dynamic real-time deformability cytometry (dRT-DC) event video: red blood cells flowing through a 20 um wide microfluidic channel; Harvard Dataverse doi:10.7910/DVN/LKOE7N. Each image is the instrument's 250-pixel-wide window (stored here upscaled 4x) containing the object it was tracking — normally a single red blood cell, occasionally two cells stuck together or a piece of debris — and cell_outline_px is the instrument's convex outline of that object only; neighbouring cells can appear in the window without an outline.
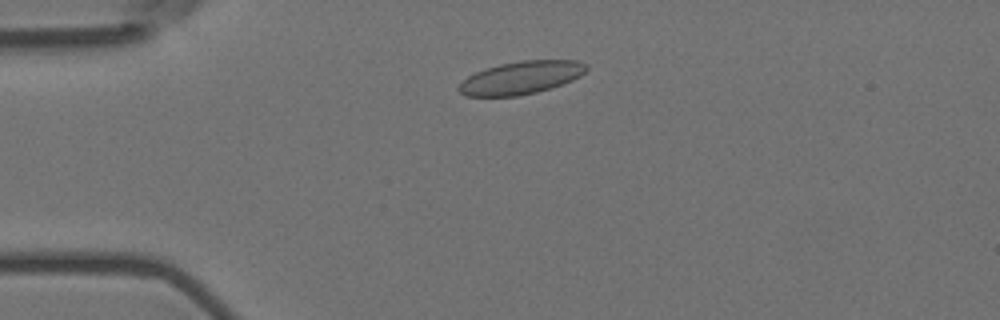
{"species": "Egyptian fruit bat (a non-hibernating species)", "species_latin": "Rousettus aegyptiacus", "temperature_condition": "room temperature", "stored_images_in_passage": 3, "camera_frame_rate_fps": 3000, "um_per_image_px": 0.085, "animal": {"sex": "female"}, "frame": {"image": 1, "passage_image": 3, "time_ms": 0.667, "image_size_px": [1000, 320], "cell_outline_px": [[588, 68], [580, 76], [572, 80], [552, 88], [536, 92], [516, 96], [464, 96], [456, 88], [468, 76], [476, 72], [500, 64], [524, 60], [580, 60], [588, 64]], "centroid_in_image_um": [44.32, 6.6], "position_along_channel_um": 40.7, "area_um2": 24.39}}